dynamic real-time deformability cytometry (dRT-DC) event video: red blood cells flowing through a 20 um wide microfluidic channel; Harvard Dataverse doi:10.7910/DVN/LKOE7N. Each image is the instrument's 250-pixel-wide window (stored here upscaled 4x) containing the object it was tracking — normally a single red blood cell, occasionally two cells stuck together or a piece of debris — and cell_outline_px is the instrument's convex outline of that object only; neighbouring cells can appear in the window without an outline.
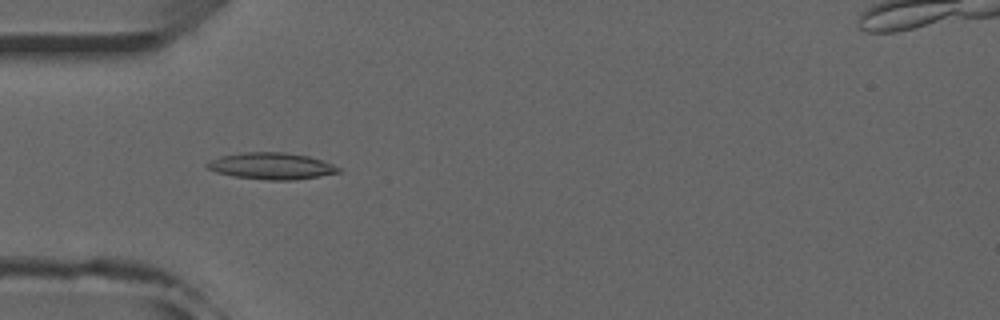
{"species": "common noctule bat (a hibernating species)", "species_latin": "Nyctalus noctula", "temperature_condition": "room temperature", "stored_images_in_passage": 35, "camera_frame_rate_fps": 3000, "um_per_image_px": 0.085, "animal": {"sex": "male", "forearm_length_mm": 52.5}, "frame": {"image": 1, "passage_image": 16, "time_ms": 5.0, "image_size_px": [1000, 320], "cell_outline_px": [[340, 172], [292, 180], [268, 180], [232, 176], [216, 172], [208, 168], [204, 164], [220, 156], [244, 152], [284, 152], [308, 156], [332, 164], [340, 168]], "centroid_in_image_um": [23.03, 14.11], "position_along_channel_um": 62.0, "area_um2": 20.11}}
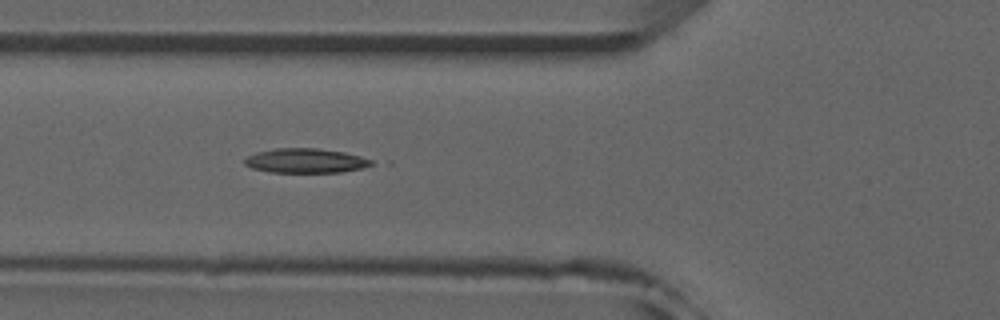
{"frame": {"image": 2, "passage_image": 19, "time_ms": 6.0, "image_size_px": [1000, 320], "cell_outline_px": [[372, 164], [364, 168], [340, 172], [268, 172], [252, 168], [244, 164], [244, 160], [248, 156], [256, 152], [276, 148], [316, 148], [344, 152], [360, 156], [372, 160]], "centroid_in_image_um": [25.96, 13.66], "position_along_channel_um": 99.8, "area_um2": 18.03}}
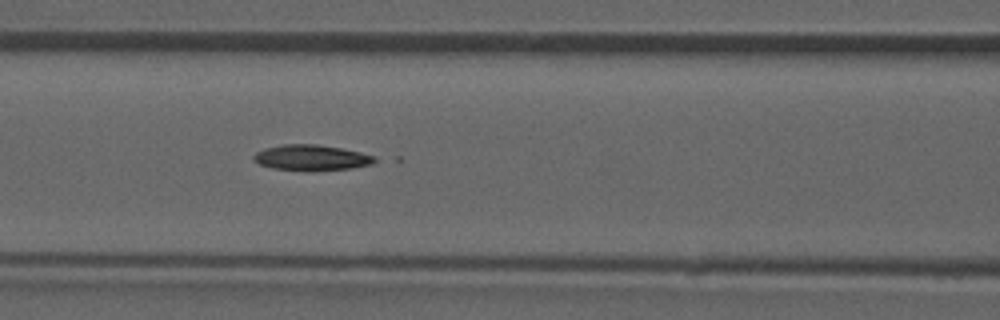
{"frame": {"image": 3, "passage_image": 22, "time_ms": 7.0, "image_size_px": [1000, 320], "cell_outline_px": [[380, 160], [372, 164], [352, 168], [308, 172], [272, 168], [260, 164], [252, 160], [252, 156], [256, 152], [264, 148], [284, 144], [316, 144], [344, 148], [376, 156]], "centroid_in_image_um": [26.5, 13.41], "position_along_channel_um": 140.1, "area_um2": 18.61}}